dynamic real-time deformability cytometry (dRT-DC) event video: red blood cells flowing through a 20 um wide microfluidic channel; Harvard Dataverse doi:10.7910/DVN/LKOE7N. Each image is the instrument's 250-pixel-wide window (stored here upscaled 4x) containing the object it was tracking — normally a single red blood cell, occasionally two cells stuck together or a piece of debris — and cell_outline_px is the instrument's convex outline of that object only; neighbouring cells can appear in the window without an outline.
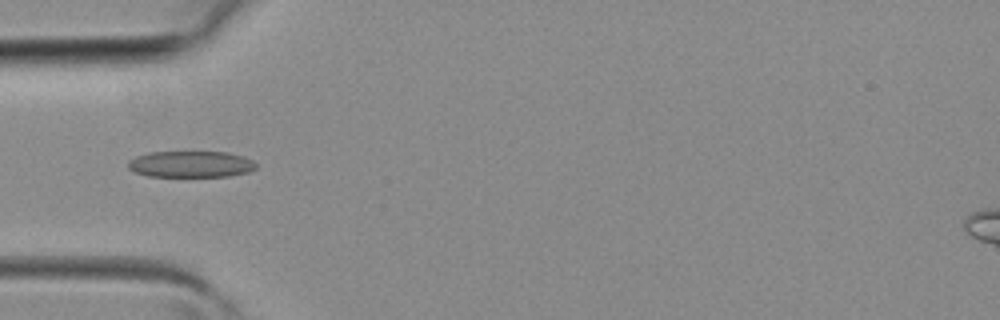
{"species": "common noctule bat (a hibernating species)", "species_latin": "Nyctalus noctula", "temperature_condition": "room temperature", "stored_images_in_passage": 39, "camera_frame_rate_fps": 3000, "um_per_image_px": 0.085, "animal": {"sex": "female", "body_mass_g": 19.3, "forearm_length_mm": 54.1}, "frame": {"image": 1, "passage_image": 12, "time_ms": 3.667, "image_size_px": [1000, 320], "cell_outline_px": [[256, 168], [248, 172], [228, 176], [148, 176], [136, 172], [128, 168], [128, 160], [136, 156], [148, 152], [228, 152], [244, 156], [252, 160], [256, 164]], "centroid_in_image_um": [16.22, 13.95], "position_along_channel_um": 68.8, "area_um2": 19.65}}
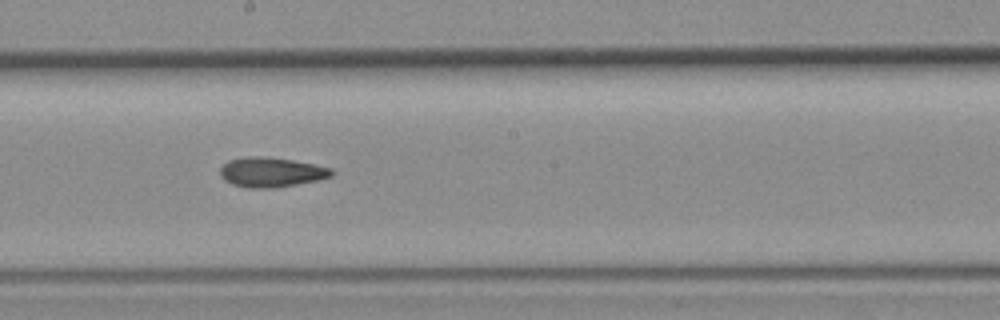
{"frame": {"image": 2, "passage_image": 21, "time_ms": 6.667, "image_size_px": [1000, 320], "cell_outline_px": [[336, 172], [332, 176], [320, 180], [276, 188], [248, 188], [232, 184], [224, 180], [220, 176], [220, 168], [228, 160], [244, 156], [256, 156], [292, 160], [332, 168]], "centroid_in_image_um": [23.06, 14.65], "position_along_channel_um": 225.1, "area_um2": 19.48}}
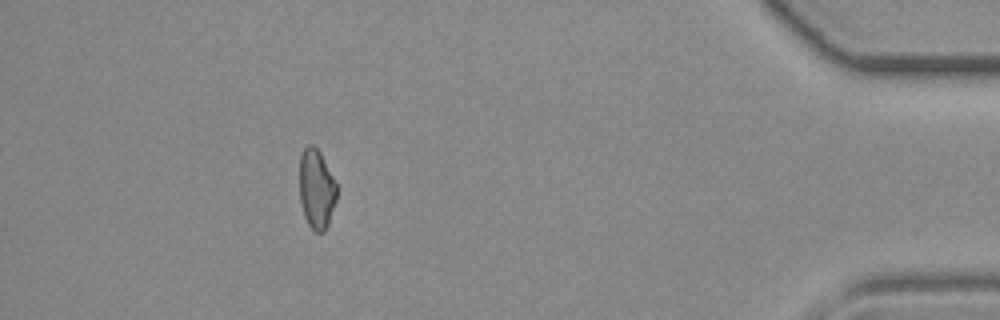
{"frame": {"image": 3, "passage_image": 35, "time_ms": 11.333, "image_size_px": [1000, 320], "cell_outline_px": [[336, 200], [328, 224], [324, 232], [316, 232], [308, 224], [304, 216], [300, 200], [300, 156], [304, 148], [308, 144], [312, 144], [320, 152], [336, 184]], "centroid_in_image_um": [26.89, 16.07], "position_along_channel_um": 408.3, "area_um2": 17.05}}